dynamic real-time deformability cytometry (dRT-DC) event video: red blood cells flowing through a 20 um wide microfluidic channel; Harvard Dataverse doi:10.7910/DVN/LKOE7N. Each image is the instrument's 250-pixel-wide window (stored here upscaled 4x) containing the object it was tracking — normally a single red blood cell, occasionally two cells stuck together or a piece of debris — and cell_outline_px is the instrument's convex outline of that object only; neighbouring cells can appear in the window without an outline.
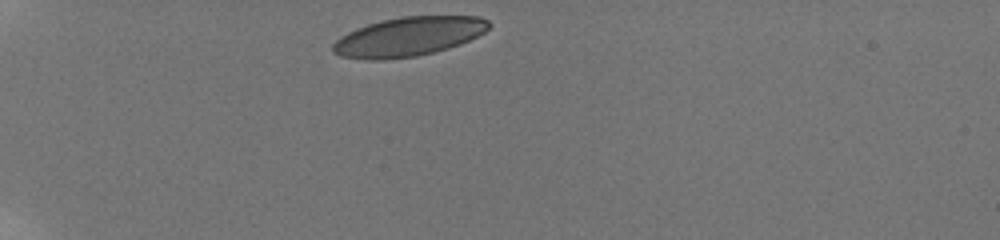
{"species": "human", "species_latin": "Homo sapiens", "temperature_condition": "room temperature", "stored_images_in_passage": 6, "camera_frame_rate_fps": 3000, "um_per_image_px": 0.085, "donor": {"sex": "male"}, "frame": {"image": 1, "passage_image": 1, "time_ms": 0.0, "image_size_px": [1000, 240], "cell_outline_px": [[492, 24], [484, 32], [460, 44], [448, 48], [416, 56], [384, 60], [364, 60], [340, 56], [332, 52], [332, 44], [340, 36], [356, 28], [368, 24], [400, 16], [480, 16], [488, 20]], "centroid_in_image_um": [34.69, 3.11], "position_along_channel_um": 50.3, "area_um2": 35.66}}